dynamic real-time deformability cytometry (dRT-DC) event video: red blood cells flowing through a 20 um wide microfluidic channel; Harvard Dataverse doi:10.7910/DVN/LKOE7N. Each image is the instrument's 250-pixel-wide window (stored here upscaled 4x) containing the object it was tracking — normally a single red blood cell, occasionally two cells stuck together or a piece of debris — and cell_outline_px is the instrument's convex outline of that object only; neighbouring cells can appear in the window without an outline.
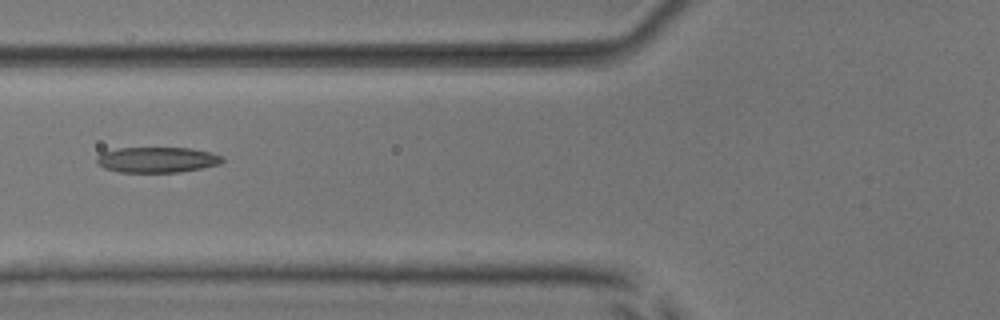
{"species": "common noctule bat (a hibernating species)", "species_latin": "Nyctalus noctula", "temperature_condition": "room temperature", "stored_images_in_passage": 5, "camera_frame_rate_fps": 3000, "um_per_image_px": 0.085, "animal": {"sex": "male", "body_mass_g": 17.9, "forearm_length_mm": 54.2}, "frame": {"image": 1, "passage_image": 4, "time_ms": 3.667, "image_size_px": [1000, 320], "cell_outline_px": [[224, 160], [220, 164], [180, 172], [120, 172], [104, 168], [96, 164], [96, 156], [100, 152], [116, 148], [192, 148], [212, 152], [224, 156]], "centroid_in_image_um": [13.33, 13.57], "position_along_channel_um": 112.5, "area_um2": 18.96}}
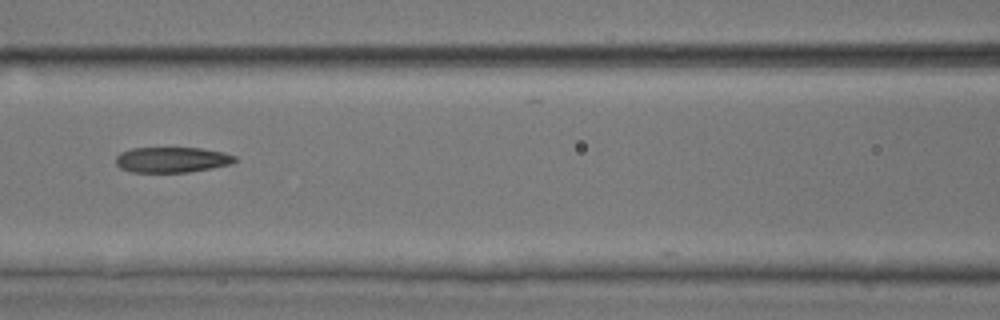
{"frame": {"image": 2, "passage_image": 5, "time_ms": 4.667, "image_size_px": [1000, 320], "cell_outline_px": [[236, 160], [228, 164], [212, 168], [188, 172], [132, 172], [120, 168], [116, 164], [116, 156], [120, 152], [132, 148], [204, 148], [224, 152], [236, 156]], "centroid_in_image_um": [14.6, 13.57], "position_along_channel_um": 152.0, "area_um2": 17.69}}